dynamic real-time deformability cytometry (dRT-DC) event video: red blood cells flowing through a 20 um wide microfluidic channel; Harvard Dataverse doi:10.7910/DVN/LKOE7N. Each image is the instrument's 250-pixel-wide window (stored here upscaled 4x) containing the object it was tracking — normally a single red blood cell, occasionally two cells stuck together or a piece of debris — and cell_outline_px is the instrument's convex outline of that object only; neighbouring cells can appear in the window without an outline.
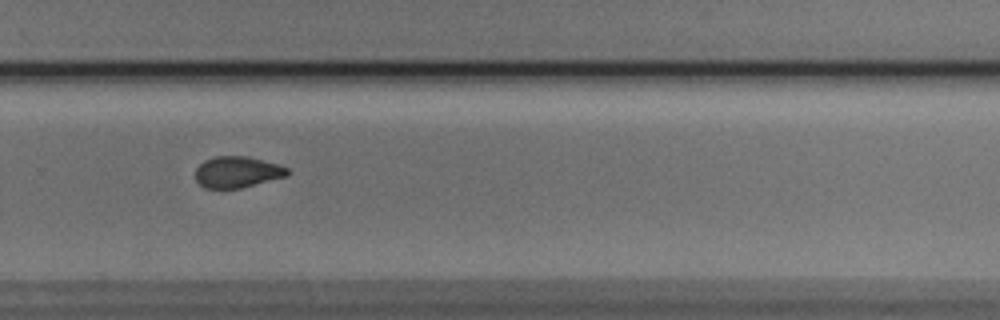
{"species": "Egyptian fruit bat (a non-hibernating species)", "species_latin": "Rousettus aegyptiacus", "temperature_condition": "cold", "stored_images_in_passage": 15, "camera_frame_rate_fps": 3000, "um_per_image_px": 0.085, "animal": {"sex": "male"}, "frame": {"image": 1, "passage_image": 11, "time_ms": 3.333, "image_size_px": [1000, 320], "cell_outline_px": [[292, 172], [288, 176], [240, 188], [204, 188], [196, 180], [196, 168], [204, 160], [216, 156], [248, 156], [276, 164], [288, 168]], "centroid_in_image_um": [20.18, 14.62], "position_along_channel_um": 309.6, "area_um2": 16.76}}